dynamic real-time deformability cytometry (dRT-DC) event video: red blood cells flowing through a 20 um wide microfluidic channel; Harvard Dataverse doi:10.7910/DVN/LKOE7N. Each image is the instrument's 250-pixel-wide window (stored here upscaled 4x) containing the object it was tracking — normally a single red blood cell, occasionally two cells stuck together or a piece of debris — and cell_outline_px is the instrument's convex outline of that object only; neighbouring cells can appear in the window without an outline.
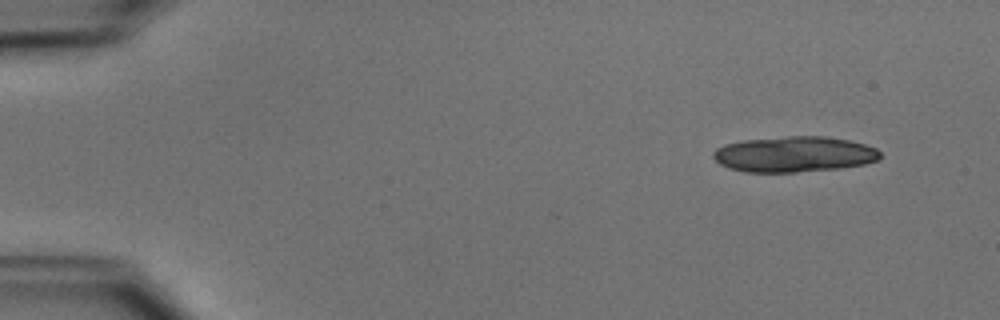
{"species": "common noctule bat (a hibernating species)", "species_latin": "Nyctalus noctula", "temperature_condition": "cold", "stored_images_in_passage": 6, "camera_frame_rate_fps": 3000, "um_per_image_px": 0.085, "animal": {"sex": "male", "body_mass_g": 15.6}, "frame": {"image": 1, "passage_image": 1, "time_ms": 0.0, "image_size_px": [1000, 320], "cell_outline_px": [[880, 156], [876, 160], [864, 164], [840, 168], [796, 172], [744, 172], [728, 168], [720, 164], [712, 156], [712, 152], [716, 148], [724, 144], [744, 140], [788, 136], [824, 136], [848, 140], [864, 144], [876, 148], [880, 152]], "centroid_in_image_um": [67.46, 13.11], "position_along_channel_um": 17.5, "area_um2": 34.68}}